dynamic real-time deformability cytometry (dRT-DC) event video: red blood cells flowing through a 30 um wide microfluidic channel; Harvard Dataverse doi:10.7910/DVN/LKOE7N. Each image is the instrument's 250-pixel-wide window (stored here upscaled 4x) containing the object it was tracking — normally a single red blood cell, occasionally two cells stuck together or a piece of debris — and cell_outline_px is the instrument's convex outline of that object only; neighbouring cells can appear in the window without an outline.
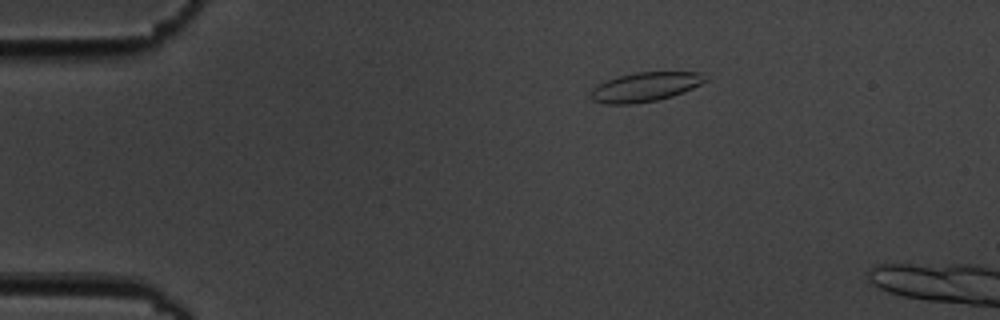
{"species": "common noctule bat (a hibernating species)", "species_latin": "Nyctalus noctula", "temperature_condition": "cold", "stored_images_in_passage": 5, "camera_frame_rate_fps": 3000, "um_per_image_px": 0.085, "animal": {"sex": "male", "body_mass_g": 19.5, "forearm_length_mm": 54.6}, "frame": {"image": 1, "passage_image": 3, "time_ms": 2.333, "image_size_px": [1000, 320], "cell_outline_px": [[708, 80], [684, 92], [672, 96], [656, 100], [632, 104], [604, 104], [592, 100], [588, 96], [592, 88], [616, 76], [636, 72], [700, 72]], "centroid_in_image_um": [54.8, 7.39], "position_along_channel_um": 30.2, "area_um2": 19.54}}